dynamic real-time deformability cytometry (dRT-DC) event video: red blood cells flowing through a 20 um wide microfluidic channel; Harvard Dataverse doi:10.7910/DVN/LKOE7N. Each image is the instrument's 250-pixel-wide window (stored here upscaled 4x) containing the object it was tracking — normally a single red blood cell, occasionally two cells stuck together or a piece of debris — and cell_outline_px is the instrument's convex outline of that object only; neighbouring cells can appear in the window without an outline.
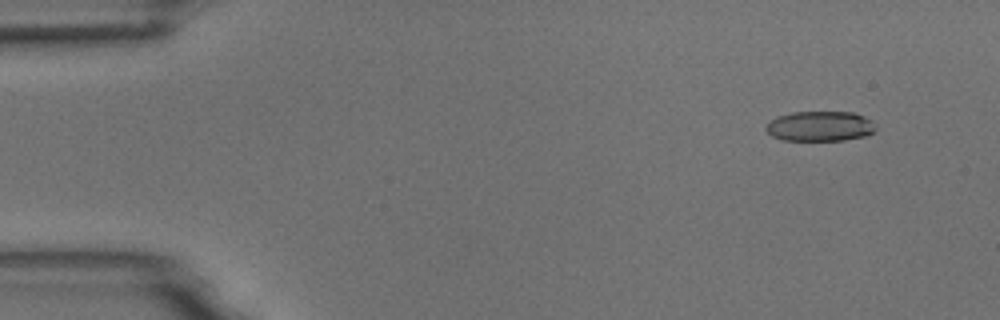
{"species": "common noctule bat (a hibernating species)", "species_latin": "Nyctalus noctula", "temperature_condition": "room temperature", "stored_images_in_passage": 10, "camera_frame_rate_fps": 3000, "um_per_image_px": 0.085, "animal": {"sex": "male", "body_mass_g": 18.8}, "frame": {"image": 1, "passage_image": 1, "time_ms": 0.0, "image_size_px": [1000, 320], "cell_outline_px": [[876, 128], [868, 136], [844, 140], [784, 140], [772, 136], [764, 128], [776, 116], [792, 112], [852, 112], [864, 116], [872, 120]], "centroid_in_image_um": [69.72, 10.72], "position_along_channel_um": 15.3, "area_um2": 19.25}}